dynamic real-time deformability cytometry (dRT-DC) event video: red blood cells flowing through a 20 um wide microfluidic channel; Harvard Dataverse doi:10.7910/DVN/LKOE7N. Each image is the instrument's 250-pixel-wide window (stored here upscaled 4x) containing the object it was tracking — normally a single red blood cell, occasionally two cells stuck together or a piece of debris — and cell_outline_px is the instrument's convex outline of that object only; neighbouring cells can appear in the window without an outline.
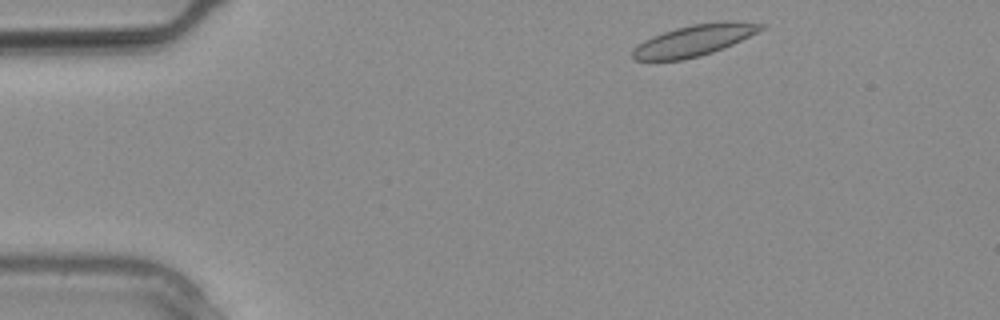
{"species": "common noctule bat (a hibernating species)", "species_latin": "Nyctalus noctula", "temperature_condition": "warm", "stored_images_in_passage": 23, "camera_frame_rate_fps": 3000, "um_per_image_px": 0.085, "animal": {"sex": "male", "body_mass_g": 20.4}, "frame": {"image": 1, "passage_image": 1, "time_ms": 0.0, "image_size_px": [1000, 320], "cell_outline_px": [[768, 24], [764, 28], [732, 44], [712, 52], [700, 56], [680, 60], [632, 60], [632, 52], [644, 40], [652, 36], [676, 28], [692, 24], [728, 20]], "centroid_in_image_um": [59.01, 3.42], "position_along_channel_um": 26.0, "area_um2": 23.06}}
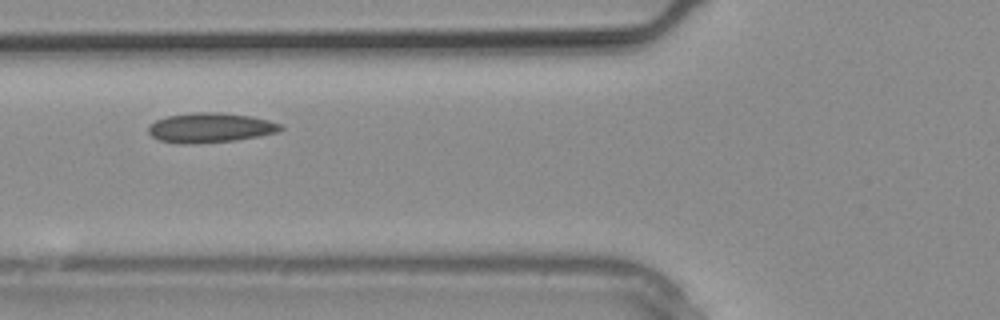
{"frame": {"image": 2, "passage_image": 7, "time_ms": 2.0, "image_size_px": [1000, 320], "cell_outline_px": [[284, 128], [280, 132], [236, 140], [200, 144], [180, 144], [160, 140], [152, 136], [148, 132], [148, 128], [156, 120], [168, 116], [192, 112], [220, 112], [252, 116], [268, 120], [280, 124]], "centroid_in_image_um": [17.9, 10.86], "position_along_channel_um": 107.9, "area_um2": 23.06}}